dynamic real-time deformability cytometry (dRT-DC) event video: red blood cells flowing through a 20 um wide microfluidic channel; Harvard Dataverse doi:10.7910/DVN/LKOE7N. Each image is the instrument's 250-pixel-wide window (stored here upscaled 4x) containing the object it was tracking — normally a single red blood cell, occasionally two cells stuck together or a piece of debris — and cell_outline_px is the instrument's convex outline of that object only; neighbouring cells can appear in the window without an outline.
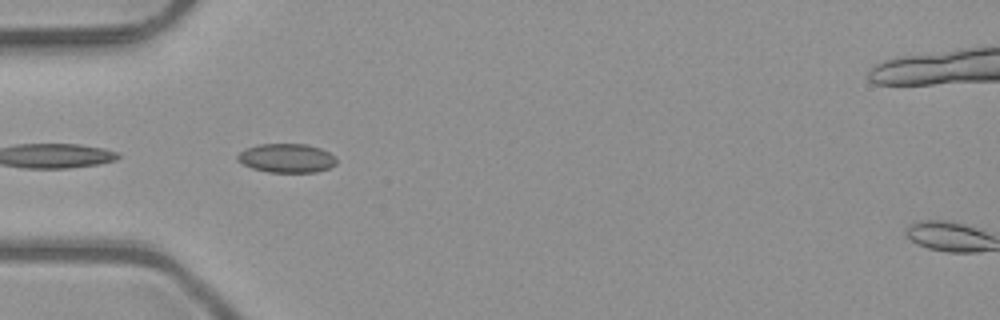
{"species": "common noctule bat (a hibernating species)", "species_latin": "Nyctalus noctula", "temperature_condition": "room temperature", "stored_images_in_passage": 7, "camera_frame_rate_fps": 3000, "um_per_image_px": 0.085, "animal": {"sex": "male", "body_mass_g": 23.1, "forearm_length_mm": 52.7}, "frame": {"image": 1, "passage_image": 5, "time_ms": 1.333, "image_size_px": [1000, 320], "cell_outline_px": [[336, 164], [328, 168], [316, 172], [268, 172], [252, 168], [236, 160], [236, 156], [244, 148], [260, 144], [304, 144], [320, 148], [336, 156]], "centroid_in_image_um": [24.35, 13.44], "position_along_channel_um": 60.7, "area_um2": 16.7}}
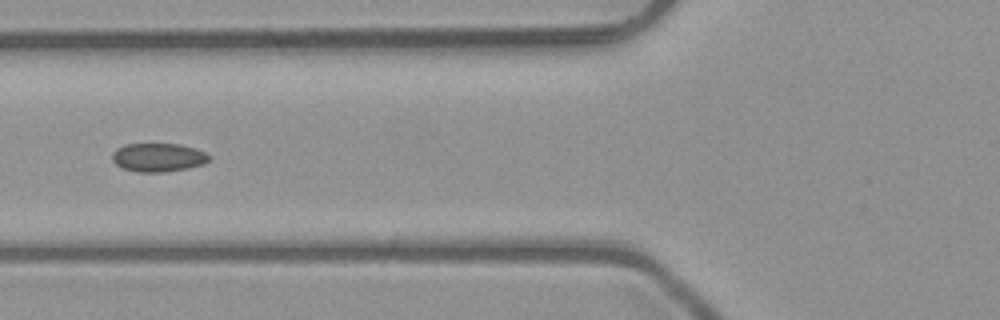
{"frame": {"image": 2, "passage_image": 6, "time_ms": 1.667, "image_size_px": [1000, 320], "cell_outline_px": [[212, 156], [204, 164], [188, 168], [160, 172], [140, 172], [124, 168], [116, 164], [112, 160], [112, 152], [116, 148], [124, 144], [180, 144], [204, 152]], "centroid_in_image_um": [13.43, 13.37], "position_along_channel_um": 112.4, "area_um2": 16.01}}
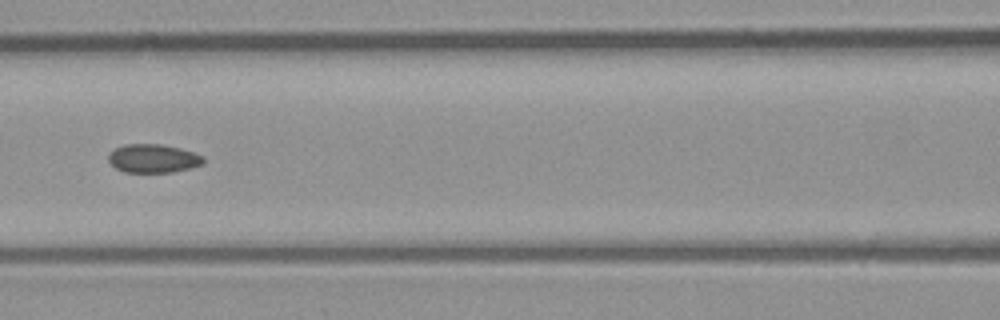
{"frame": {"image": 3, "passage_image": 7, "time_ms": 2.0, "image_size_px": [1000, 320], "cell_outline_px": [[204, 164], [172, 172], [124, 172], [116, 168], [108, 160], [108, 152], [124, 144], [160, 144], [180, 148], [204, 156]], "centroid_in_image_um": [13.0, 13.46], "position_along_channel_um": 153.6, "area_um2": 15.78}}